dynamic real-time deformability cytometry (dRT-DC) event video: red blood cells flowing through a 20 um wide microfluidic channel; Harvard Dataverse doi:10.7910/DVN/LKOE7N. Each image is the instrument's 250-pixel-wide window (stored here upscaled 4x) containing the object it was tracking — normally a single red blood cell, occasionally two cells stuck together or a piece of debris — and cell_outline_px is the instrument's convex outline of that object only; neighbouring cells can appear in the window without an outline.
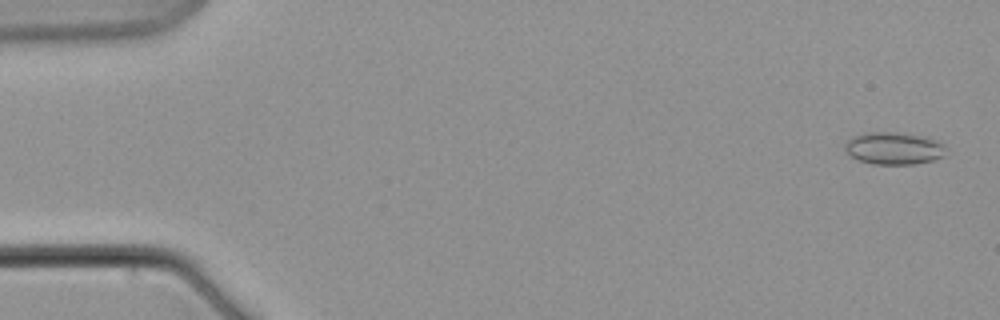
{"species": "common noctule bat (a hibernating species)", "species_latin": "Nyctalus noctula", "temperature_condition": "warm", "stored_images_in_passage": 6, "camera_frame_rate_fps": 3000, "um_per_image_px": 0.085, "animal": {"sex": "male", "body_mass_g": 21.5, "forearm_length_mm": 52.0}, "frame": {"image": 1, "passage_image": 1, "time_ms": 0.0, "image_size_px": [1000, 320], "cell_outline_px": [[948, 148], [944, 156], [932, 160], [916, 164], [872, 164], [860, 160], [852, 156], [844, 148], [844, 144], [852, 136], [868, 132], [896, 132], [924, 136], [944, 144]], "centroid_in_image_um": [76.0, 12.6], "position_along_channel_um": 9.0, "area_um2": 19.07}}
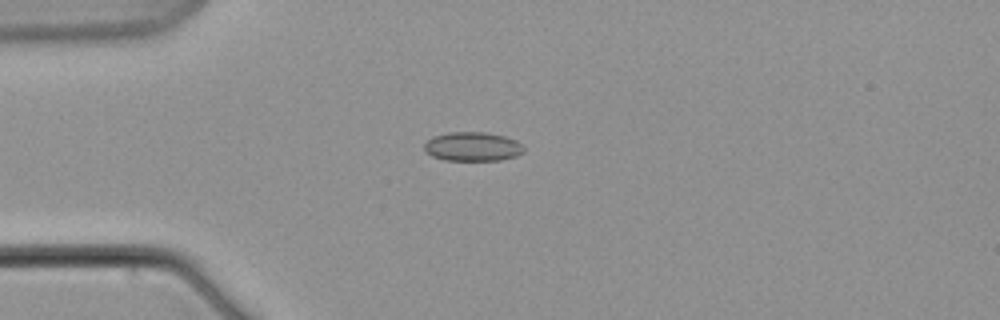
{"frame": {"image": 2, "passage_image": 5, "time_ms": 5.667, "image_size_px": [1000, 320], "cell_outline_px": [[524, 152], [516, 156], [500, 160], [444, 160], [432, 156], [424, 152], [424, 144], [432, 136], [448, 132], [484, 132], [504, 136], [516, 140], [524, 148]], "centroid_in_image_um": [40.14, 12.46], "position_along_channel_um": 44.9, "area_um2": 16.94}}